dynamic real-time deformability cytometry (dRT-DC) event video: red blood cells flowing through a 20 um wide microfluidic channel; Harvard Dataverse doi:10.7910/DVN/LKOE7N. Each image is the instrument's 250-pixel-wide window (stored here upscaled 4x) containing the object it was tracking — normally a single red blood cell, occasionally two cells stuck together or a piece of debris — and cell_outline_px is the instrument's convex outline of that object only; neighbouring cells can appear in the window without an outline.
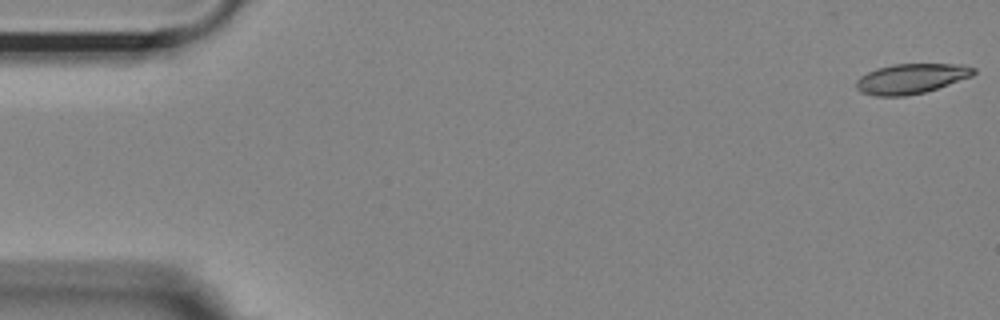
{"species": "Egyptian fruit bat (a non-hibernating species)", "species_latin": "Rousettus aegyptiacus", "temperature_condition": "room temperature", "stored_images_in_passage": 54, "camera_frame_rate_fps": 3000, "um_per_image_px": 0.085, "animal": {"sex": "female"}, "frame": {"image": 1, "passage_image": 1, "time_ms": 0.0, "image_size_px": [1000, 320], "cell_outline_px": [[976, 72], [972, 76], [924, 92], [904, 96], [872, 96], [860, 92], [856, 88], [856, 80], [860, 76], [876, 68], [896, 64], [964, 64], [976, 68]], "centroid_in_image_um": [77.43, 6.68], "position_along_channel_um": 7.6, "area_um2": 20.52}}
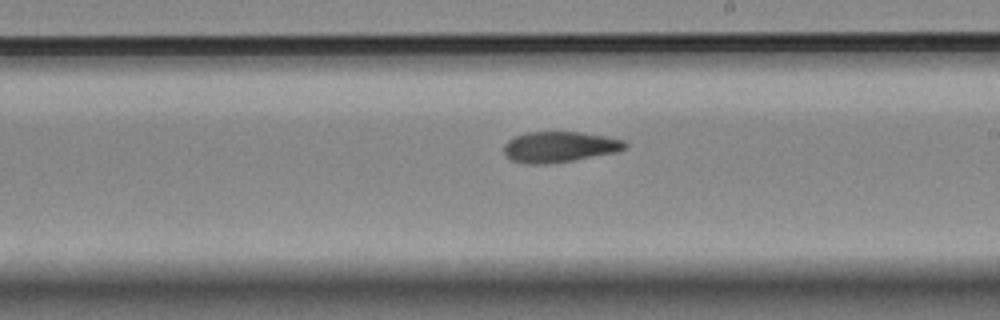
{"frame": {"image": 2, "passage_image": 31, "time_ms": 10.0, "image_size_px": [1000, 320], "cell_outline_px": [[628, 144], [624, 148], [616, 152], [572, 160], [548, 164], [528, 164], [508, 160], [504, 152], [504, 144], [508, 140], [516, 136], [528, 132], [580, 132], [604, 136], [624, 140]], "centroid_in_image_um": [47.51, 12.49], "position_along_channel_um": 241.5, "area_um2": 21.62}}
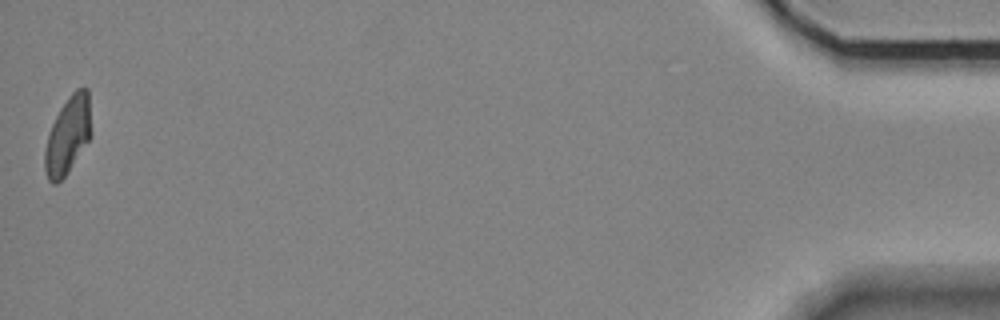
{"frame": {"image": 3, "passage_image": 54, "time_ms": 17.667, "image_size_px": [1000, 320], "cell_outline_px": [[92, 136], [68, 172], [56, 184], [52, 184], [48, 180], [44, 168], [44, 152], [48, 132], [60, 108], [68, 96], [76, 88], [88, 88], [92, 132]], "centroid_in_image_um": [5.78, 11.49], "position_along_channel_um": 429.4, "area_um2": 21.21}, "authors_computed_cell_mechanics": {"area_um2": 21.6172, "velocity_mm_per_s": 3.6645, "shape_relaxation_time_tau1_ms": 8.2283, "shape_relaxation_time_tau2_ms": 6.6741, "deformation_change_tau1": 0.2127, "deformation_change_tau2": 0.1482}}